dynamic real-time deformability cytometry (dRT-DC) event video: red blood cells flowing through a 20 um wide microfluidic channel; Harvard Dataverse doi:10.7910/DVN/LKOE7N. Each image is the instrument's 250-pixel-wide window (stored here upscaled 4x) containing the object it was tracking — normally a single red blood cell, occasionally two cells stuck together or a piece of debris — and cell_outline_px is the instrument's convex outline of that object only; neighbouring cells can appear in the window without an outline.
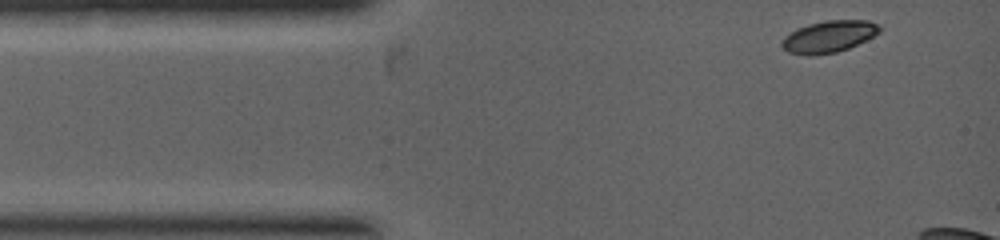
{"species": "common noctule bat (a hibernating species)", "species_latin": "Nyctalus noctula", "temperature_condition": "warm", "stored_images_in_passage": 14, "camera_frame_rate_fps": 5000, "um_per_image_px": 0.085, "animal": {"sex": "female", "body_mass_g": 19.0, "forearm_length_mm": 53.3}, "frame": {"image": 1, "passage_image": 1, "time_ms": 0.0, "image_size_px": [1000, 240], "cell_outline_px": [[880, 32], [848, 48], [836, 52], [808, 56], [788, 52], [780, 44], [784, 36], [808, 24], [824, 20], [868, 20], [876, 24], [880, 28]], "centroid_in_image_um": [70.42, 3.11], "position_along_channel_um": 14.6, "area_um2": 17.8}}
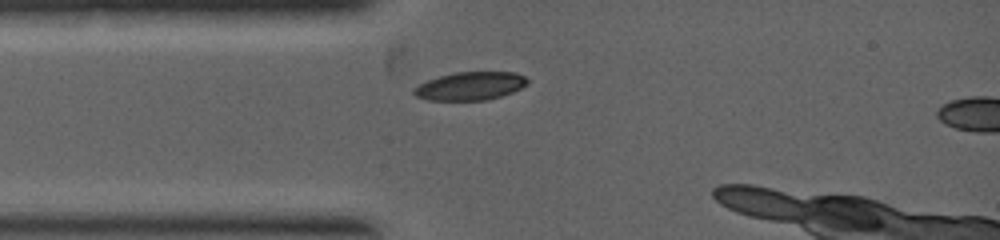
{"frame": {"image": 2, "passage_image": 8, "time_ms": 1.2, "image_size_px": [1000, 240], "cell_outline_px": [[528, 84], [512, 92], [488, 100], [428, 100], [416, 96], [412, 92], [412, 88], [428, 80], [440, 76], [456, 72], [516, 72], [524, 76], [528, 80]], "centroid_in_image_um": [39.97, 7.31], "position_along_channel_um": 45.0, "area_um2": 18.61}}
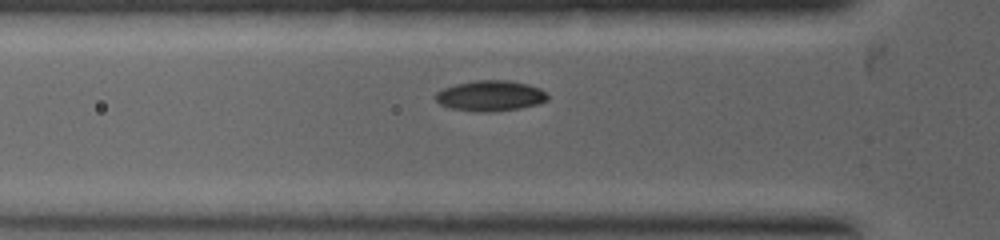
{"frame": {"image": 3, "passage_image": 12, "time_ms": 1.8, "image_size_px": [1000, 240], "cell_outline_px": [[548, 100], [540, 104], [520, 108], [492, 112], [476, 112], [448, 108], [440, 104], [436, 100], [436, 92], [444, 88], [456, 84], [476, 80], [508, 80], [528, 84], [540, 88], [548, 96]], "centroid_in_image_um": [41.69, 8.15], "position_along_channel_um": 84.1, "area_um2": 20.11}}